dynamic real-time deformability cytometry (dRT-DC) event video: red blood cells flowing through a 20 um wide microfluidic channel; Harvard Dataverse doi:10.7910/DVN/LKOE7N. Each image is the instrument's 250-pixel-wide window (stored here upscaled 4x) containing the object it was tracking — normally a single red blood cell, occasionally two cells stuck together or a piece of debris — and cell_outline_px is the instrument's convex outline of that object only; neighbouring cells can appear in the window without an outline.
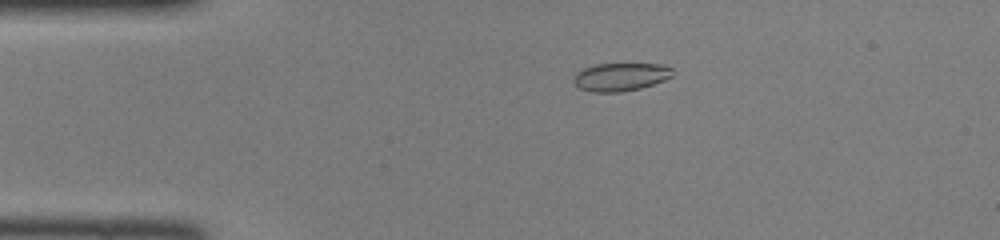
{"species": "common noctule bat (a hibernating species)", "species_latin": "Nyctalus noctula", "temperature_condition": "room temperature", "stored_images_in_passage": 46, "camera_frame_rate_fps": 3000, "um_per_image_px": 0.085, "animal": {"sex": "female", "body_mass_g": 22.0, "forearm_length_mm": 56.7}, "frame": {"image": 1, "passage_image": 9, "time_ms": 2.667, "image_size_px": [1000, 240], "cell_outline_px": [[672, 76], [664, 80], [640, 88], [620, 92], [592, 92], [580, 88], [572, 84], [572, 76], [576, 72], [592, 64], [660, 64], [672, 68]], "centroid_in_image_um": [52.67, 6.53], "position_along_channel_um": 32.3, "area_um2": 16.3}}
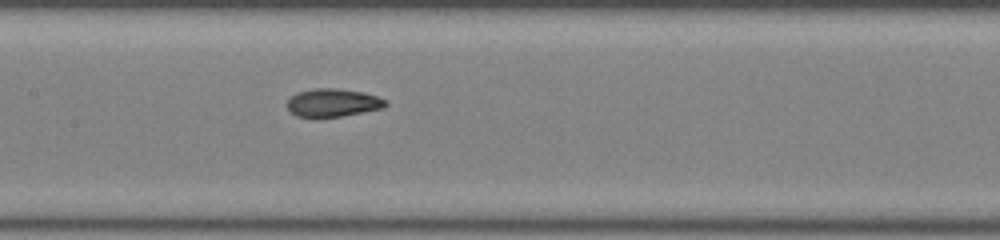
{"frame": {"image": 2, "passage_image": 22, "time_ms": 7.0, "image_size_px": [1000, 240], "cell_outline_px": [[388, 104], [384, 108], [340, 116], [296, 116], [288, 112], [288, 100], [296, 92], [316, 88], [336, 88], [364, 92], [388, 100]], "centroid_in_image_um": [28.31, 8.71], "position_along_channel_um": 179.1, "area_um2": 16.01}}
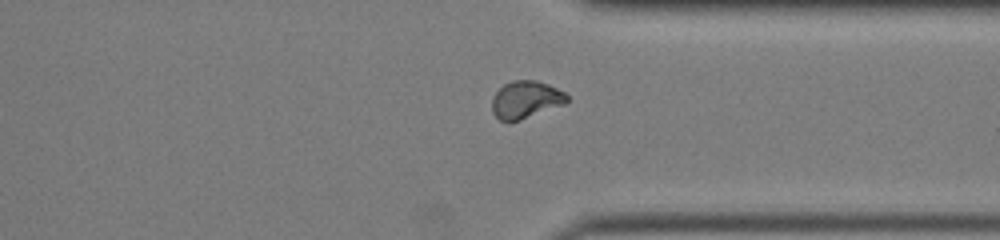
{"frame": {"image": 3, "passage_image": 35, "time_ms": 11.333, "image_size_px": [1000, 240], "cell_outline_px": [[568, 100], [564, 104], [520, 120], [508, 124], [500, 120], [492, 112], [492, 96], [504, 84], [512, 80], [536, 80], [548, 84], [564, 92], [568, 96]], "centroid_in_image_um": [44.65, 8.48], "position_along_channel_um": 366.7, "area_um2": 16.47}}